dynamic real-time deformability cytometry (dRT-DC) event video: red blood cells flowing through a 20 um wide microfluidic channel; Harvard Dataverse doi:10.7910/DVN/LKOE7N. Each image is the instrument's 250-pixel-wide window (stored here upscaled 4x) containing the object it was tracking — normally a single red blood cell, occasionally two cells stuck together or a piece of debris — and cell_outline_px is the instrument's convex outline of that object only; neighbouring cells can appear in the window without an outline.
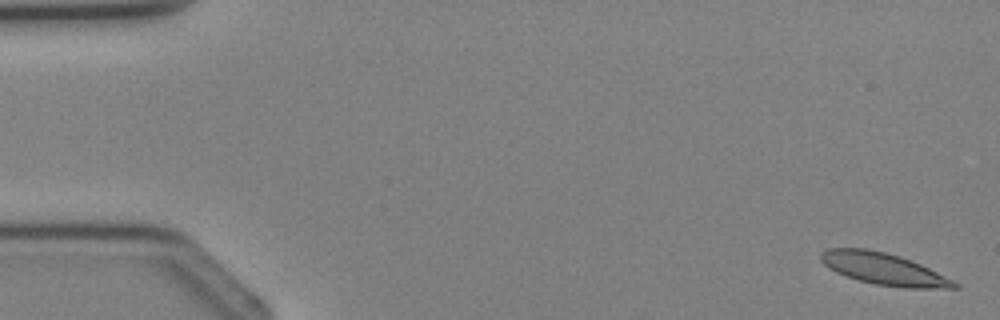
{"species": "Egyptian fruit bat (a non-hibernating species)", "species_latin": "Rousettus aegyptiacus", "temperature_condition": "cold", "stored_images_in_passage": 5, "segment_of_instrument_passage": [2, 2], "camera_frame_rate_fps": 3000, "um_per_image_px": 0.085, "animal": {"sex": "female"}, "frame": {"image": 1, "passage_image": 5, "time_ms": 4.667, "image_size_px": [1000, 320], "cell_outline_px": [[960, 288], [904, 288], [876, 284], [860, 280], [836, 272], [828, 268], [820, 260], [820, 252], [828, 248], [868, 248], [900, 256], [920, 264], [960, 284]], "centroid_in_image_um": [75.09, 22.85], "position_along_channel_um": 9.9, "area_um2": 24.57}}